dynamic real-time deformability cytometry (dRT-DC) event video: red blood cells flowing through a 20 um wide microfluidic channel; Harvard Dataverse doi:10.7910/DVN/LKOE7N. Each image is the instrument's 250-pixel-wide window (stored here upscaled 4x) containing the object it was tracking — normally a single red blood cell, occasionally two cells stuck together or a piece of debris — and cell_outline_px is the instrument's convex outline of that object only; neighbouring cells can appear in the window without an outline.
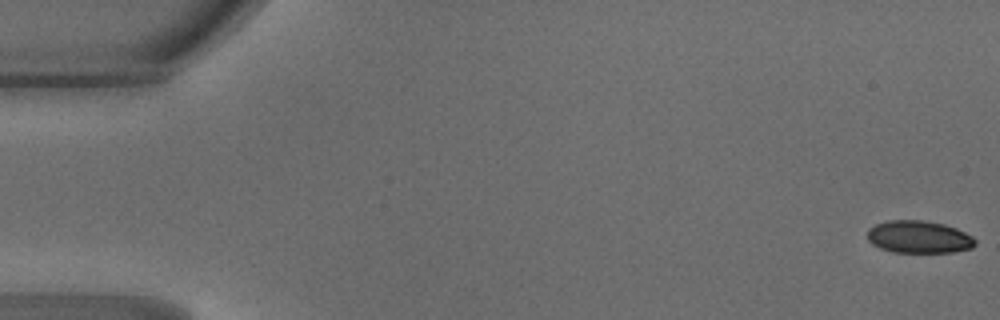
{"species": "common noctule bat (a hibernating species)", "species_latin": "Nyctalus noctula", "temperature_condition": "warm", "stored_images_in_passage": 46, "camera_frame_rate_fps": 3000, "um_per_image_px": 0.085, "animal": {"sex": "male", "body_mass_g": 18.8}, "frame": {"image": 1, "passage_image": 1, "time_ms": 0.0, "image_size_px": [1000, 320], "cell_outline_px": [[976, 244], [972, 248], [952, 252], [892, 252], [880, 248], [872, 244], [868, 240], [868, 228], [876, 224], [888, 220], [924, 220], [944, 224], [956, 228], [972, 236], [976, 240]], "centroid_in_image_um": [78.1, 20.14], "position_along_channel_um": 6.9, "area_um2": 20.46}}
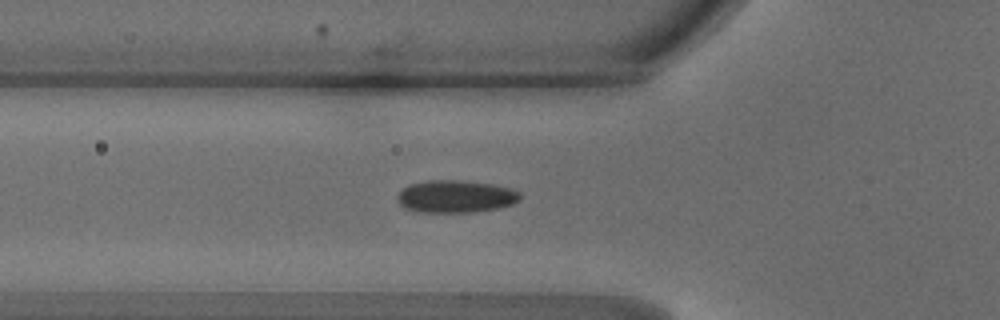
{"frame": {"image": 2, "passage_image": 17, "time_ms": 5.333, "image_size_px": [1000, 320], "cell_outline_px": [[520, 200], [512, 204], [496, 208], [472, 212], [420, 212], [408, 208], [400, 204], [396, 200], [396, 196], [408, 184], [424, 180], [460, 180], [492, 184], [512, 188], [520, 192]], "centroid_in_image_um": [38.73, 16.68], "position_along_channel_um": 87.1, "area_um2": 23.24}}
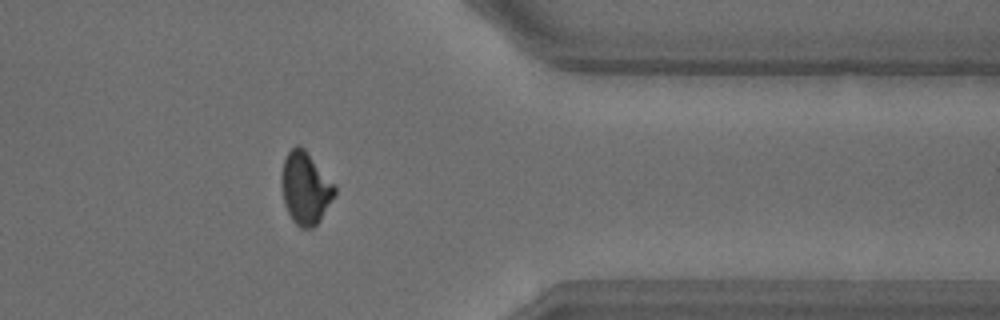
{"frame": {"image": 3, "passage_image": 39, "time_ms": 12.667, "image_size_px": [1000, 320], "cell_outline_px": [[336, 192], [320, 220], [312, 228], [300, 228], [292, 220], [284, 204], [280, 184], [280, 176], [284, 156], [296, 144], [300, 144], [304, 148], [336, 184]], "centroid_in_image_um": [25.94, 15.95], "position_along_channel_um": 385.5, "area_um2": 22.77}}